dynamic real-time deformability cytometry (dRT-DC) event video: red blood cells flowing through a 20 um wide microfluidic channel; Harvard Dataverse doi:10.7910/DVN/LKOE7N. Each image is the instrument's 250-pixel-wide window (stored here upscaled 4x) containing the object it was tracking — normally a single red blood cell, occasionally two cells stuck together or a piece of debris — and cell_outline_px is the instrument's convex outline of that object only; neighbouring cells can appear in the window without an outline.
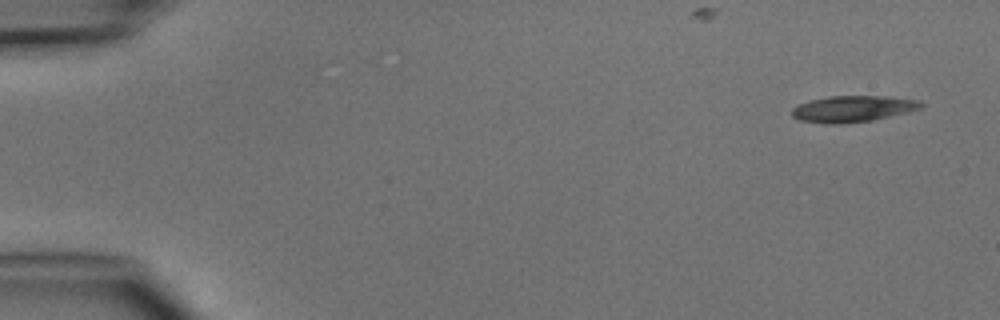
{"species": "common noctule bat (a hibernating species)", "species_latin": "Nyctalus noctula", "temperature_condition": "cold", "stored_images_in_passage": 4, "camera_frame_rate_fps": 3000, "um_per_image_px": 0.085, "animal": {"sex": "male", "body_mass_g": 15.6}, "frame": {"image": 1, "passage_image": 1, "time_ms": 0.0, "image_size_px": [1000, 320], "cell_outline_px": [[924, 104], [920, 108], [908, 112], [872, 120], [840, 124], [824, 124], [800, 120], [792, 116], [792, 108], [796, 104], [828, 96], [884, 96], [920, 100]], "centroid_in_image_um": [72.47, 9.25], "position_along_channel_um": 12.5, "area_um2": 19.83}}
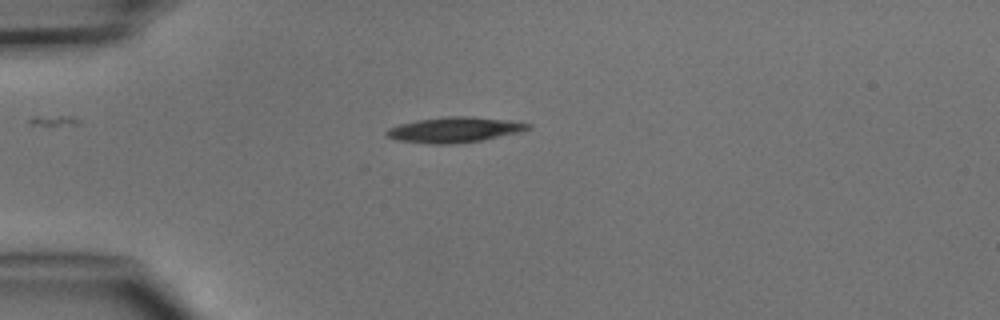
{"frame": {"image": 2, "passage_image": 4, "time_ms": 3.333, "image_size_px": [1000, 320], "cell_outline_px": [[532, 128], [520, 132], [480, 140], [452, 144], [428, 144], [396, 140], [388, 136], [384, 132], [388, 128], [400, 124], [416, 120], [444, 116], [472, 116], [508, 120], [532, 124]], "centroid_in_image_um": [38.62, 11.02], "position_along_channel_um": 46.4, "area_um2": 20.98}}